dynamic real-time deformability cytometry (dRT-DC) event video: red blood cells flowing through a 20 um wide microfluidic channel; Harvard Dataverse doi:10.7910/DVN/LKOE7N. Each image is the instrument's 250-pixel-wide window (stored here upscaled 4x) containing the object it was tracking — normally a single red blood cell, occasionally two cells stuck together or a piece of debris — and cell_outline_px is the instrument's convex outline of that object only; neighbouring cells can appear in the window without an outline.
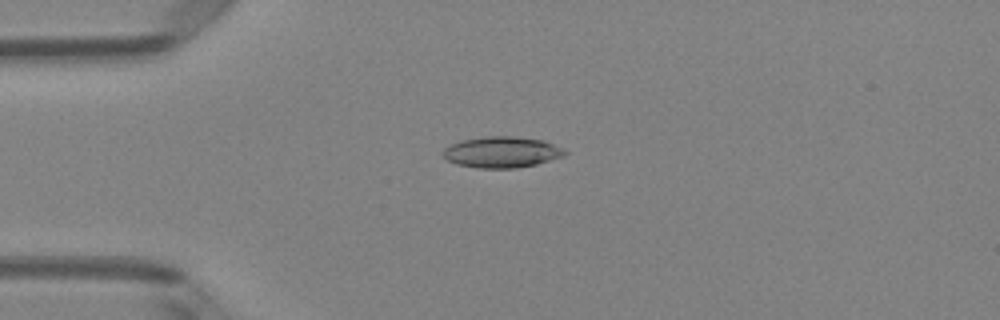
{"species": "Egyptian fruit bat (a non-hibernating species)", "species_latin": "Rousettus aegyptiacus", "temperature_condition": "room temperature", "stored_images_in_passage": 38, "camera_frame_rate_fps": 3000, "um_per_image_px": 0.085, "animal": {"sex": "female"}, "frame": {"image": 1, "passage_image": 1, "time_ms": 0.0, "image_size_px": [1000, 320], "cell_outline_px": [[568, 152], [564, 156], [536, 164], [516, 168], [480, 168], [456, 164], [448, 160], [444, 156], [444, 148], [460, 140], [484, 136], [512, 136], [544, 140], [564, 148]], "centroid_in_image_um": [42.68, 12.92], "position_along_channel_um": 42.3, "area_um2": 22.08}}
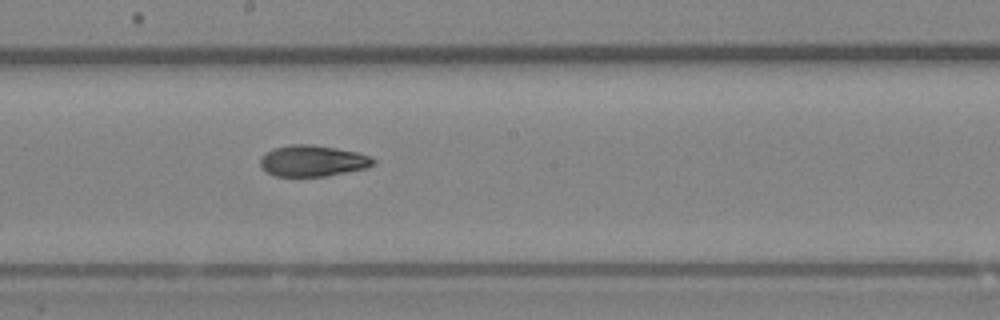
{"frame": {"image": 2, "passage_image": 16, "time_ms": 5.0, "image_size_px": [1000, 320], "cell_outline_px": [[376, 164], [368, 168], [324, 176], [276, 176], [268, 172], [260, 164], [260, 160], [268, 152], [276, 148], [292, 144], [312, 144], [336, 148], [356, 152], [368, 156], [376, 160]], "centroid_in_image_um": [26.63, 13.67], "position_along_channel_um": 221.6, "area_um2": 20.23}}
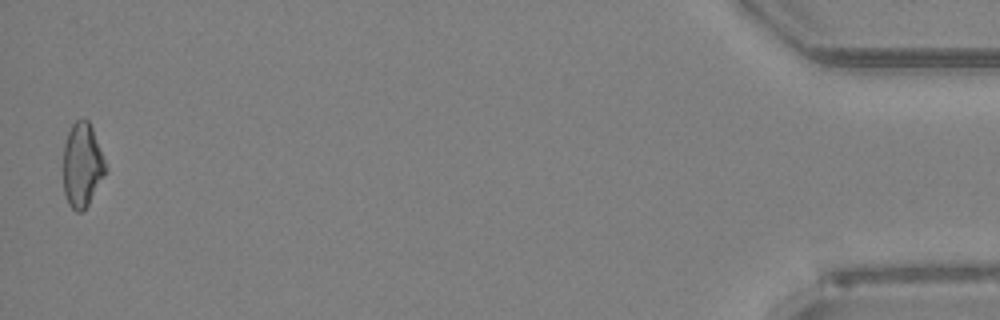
{"frame": {"image": 3, "passage_image": 38, "time_ms": 12.333, "image_size_px": [1000, 320], "cell_outline_px": [[108, 168], [88, 204], [80, 212], [76, 212], [68, 204], [64, 192], [64, 144], [68, 132], [72, 124], [76, 120], [88, 120], [92, 128]], "centroid_in_image_um": [6.98, 14.03], "position_along_channel_um": 428.2, "area_um2": 20.46}, "authors_computed_cell_mechanics": {"area_um2": 20.8658, "velocity_mm_per_s": 4.0531, "shape_relaxation_time_tau1_ms": 4.8525, "shape_relaxation_time_tau2_ms": 2.9932, "deformation_change_tau1": 0.1638, "deformation_change_tau2": 0.083}}